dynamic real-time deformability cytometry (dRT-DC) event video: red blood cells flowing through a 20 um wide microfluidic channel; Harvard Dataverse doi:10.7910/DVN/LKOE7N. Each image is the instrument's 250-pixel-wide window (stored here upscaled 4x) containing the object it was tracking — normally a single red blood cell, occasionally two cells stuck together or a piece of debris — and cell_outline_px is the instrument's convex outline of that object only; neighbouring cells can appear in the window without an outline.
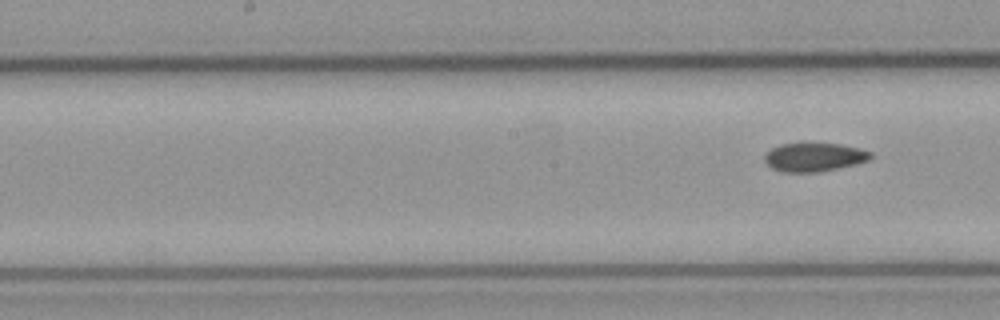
{"species": "common noctule bat (a hibernating species)", "species_latin": "Nyctalus noctula", "temperature_condition": "cold", "stored_images_in_passage": 10, "segment_of_instrument_passage": [2, 2], "camera_frame_rate_fps": 3000, "um_per_image_px": 0.085, "animal": {"sex": "male", "body_mass_g": 23.1, "forearm_length_mm": 52.7}, "frame": {"image": 1, "passage_image": 10, "time_ms": 11.333, "image_size_px": [1000, 320], "cell_outline_px": [[872, 156], [868, 160], [856, 164], [820, 172], [784, 172], [772, 168], [764, 160], [764, 156], [772, 148], [780, 144], [840, 144], [860, 148], [872, 152]], "centroid_in_image_um": [69.22, 13.36], "position_along_channel_um": 179.0, "area_um2": 17.51}}